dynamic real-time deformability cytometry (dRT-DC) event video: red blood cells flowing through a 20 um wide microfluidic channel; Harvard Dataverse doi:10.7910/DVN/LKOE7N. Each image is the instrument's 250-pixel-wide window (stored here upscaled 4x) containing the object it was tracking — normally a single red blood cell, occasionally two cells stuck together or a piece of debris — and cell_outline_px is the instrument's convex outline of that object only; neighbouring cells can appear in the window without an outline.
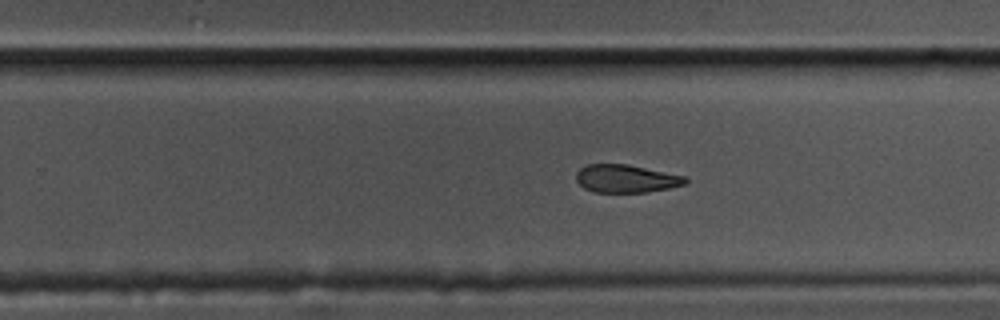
{"species": "common noctule bat (a hibernating species)", "species_latin": "Nyctalus noctula", "temperature_condition": "cold", "stored_images_in_passage": 31, "camera_frame_rate_fps": 3000, "um_per_image_px": 0.085, "animal": {"sex": "male", "body_mass_g": 17.5, "forearm_length_mm": 52.3}, "frame": {"image": 1, "passage_image": 22, "time_ms": 7.0, "image_size_px": [1000, 320], "cell_outline_px": [[688, 180], [684, 184], [668, 188], [648, 192], [592, 192], [584, 188], [576, 180], [576, 172], [580, 168], [588, 164], [628, 164], [684, 176]], "centroid_in_image_um": [53.18, 15.18], "position_along_channel_um": 276.6, "area_um2": 17.69}}